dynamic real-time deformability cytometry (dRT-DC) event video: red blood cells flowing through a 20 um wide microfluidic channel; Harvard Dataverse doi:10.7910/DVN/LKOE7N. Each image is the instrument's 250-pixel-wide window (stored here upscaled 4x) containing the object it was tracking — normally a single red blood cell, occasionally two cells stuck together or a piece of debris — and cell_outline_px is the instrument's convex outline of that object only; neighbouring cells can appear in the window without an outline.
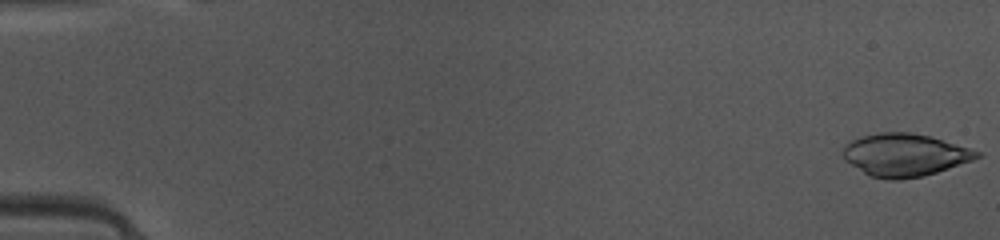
{"species": "common noctule bat (a hibernating species)", "species_latin": "Nyctalus noctula", "temperature_condition": "warm", "stored_images_in_passage": 48, "camera_frame_rate_fps": 3000, "um_per_image_px": 0.085, "animal": {"sex": "female", "body_mass_g": 10.0, "forearm_length_mm": 53.1}, "frame": {"image": 1, "passage_image": 1, "time_ms": 0.0, "image_size_px": [1000, 240], "cell_outline_px": [[984, 152], [980, 156], [972, 160], [924, 176], [900, 180], [888, 180], [868, 176], [844, 160], [840, 156], [840, 152], [852, 140], [864, 136], [880, 132], [908, 132], [932, 136]], "centroid_in_image_um": [76.89, 13.18], "position_along_channel_um": 8.1, "area_um2": 33.58}}